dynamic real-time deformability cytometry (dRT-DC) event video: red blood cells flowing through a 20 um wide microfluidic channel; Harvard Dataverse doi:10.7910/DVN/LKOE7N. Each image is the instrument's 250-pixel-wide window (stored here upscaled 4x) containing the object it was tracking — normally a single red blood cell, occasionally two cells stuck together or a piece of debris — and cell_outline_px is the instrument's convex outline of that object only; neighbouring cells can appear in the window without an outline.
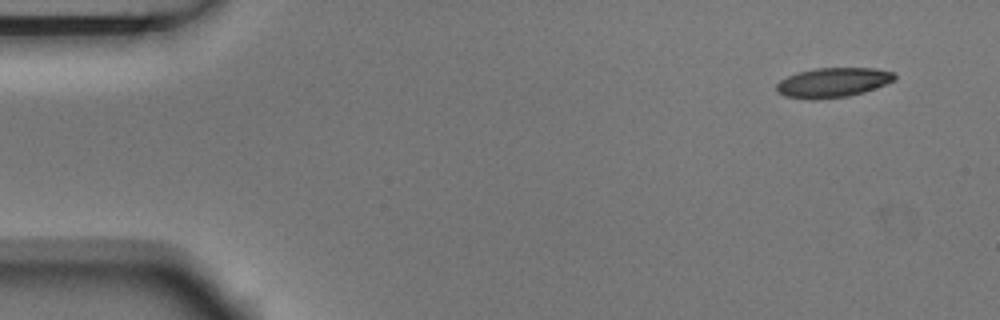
{"species": "Egyptian fruit bat (a non-hibernating species)", "species_latin": "Rousettus aegyptiacus", "temperature_condition": "room temperature", "stored_images_in_passage": 4, "camera_frame_rate_fps": 3000, "um_per_image_px": 0.085, "animal": {"sex": "male"}, "frame": {"image": 1, "passage_image": 1, "time_ms": 0.0, "image_size_px": [1000, 320], "cell_outline_px": [[896, 80], [876, 88], [864, 92], [848, 96], [816, 100], [812, 100], [784, 96], [776, 92], [776, 84], [780, 80], [796, 72], [816, 68], [876, 68], [896, 72]], "centroid_in_image_um": [70.8, 7.01], "position_along_channel_um": 14.2, "area_um2": 20.75}}